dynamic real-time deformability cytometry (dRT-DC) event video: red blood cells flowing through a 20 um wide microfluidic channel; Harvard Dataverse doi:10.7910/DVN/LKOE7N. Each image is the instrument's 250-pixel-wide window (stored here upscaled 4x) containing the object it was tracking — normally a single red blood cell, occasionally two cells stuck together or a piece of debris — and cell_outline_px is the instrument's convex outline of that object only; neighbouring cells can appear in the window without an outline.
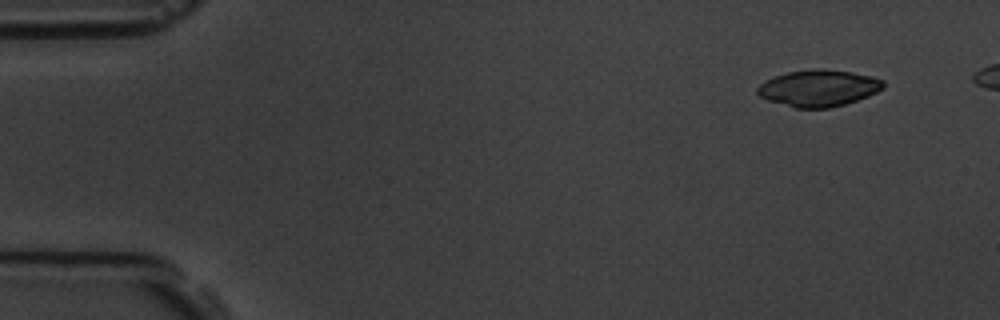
{"species": "common noctule bat (a hibernating species)", "species_latin": "Nyctalus noctula", "temperature_condition": "room temperature", "stored_images_in_passage": 6, "segment_of_instrument_passage": [2, 2], "camera_frame_rate_fps": 3000, "um_per_image_px": 0.085, "animal": {"sex": "male", "body_mass_g": 19.5, "forearm_length_mm": 54.6}, "frame": {"image": 1, "passage_image": 6, "time_ms": 6.333, "image_size_px": [1000, 320], "cell_outline_px": [[884, 88], [868, 96], [844, 104], [828, 108], [796, 108], [768, 100], [760, 96], [756, 92], [756, 88], [764, 80], [788, 72], [816, 68], [820, 68], [852, 72], [872, 76], [884, 80]], "centroid_in_image_um": [69.58, 7.48], "position_along_channel_um": 15.4, "area_um2": 26.82}}